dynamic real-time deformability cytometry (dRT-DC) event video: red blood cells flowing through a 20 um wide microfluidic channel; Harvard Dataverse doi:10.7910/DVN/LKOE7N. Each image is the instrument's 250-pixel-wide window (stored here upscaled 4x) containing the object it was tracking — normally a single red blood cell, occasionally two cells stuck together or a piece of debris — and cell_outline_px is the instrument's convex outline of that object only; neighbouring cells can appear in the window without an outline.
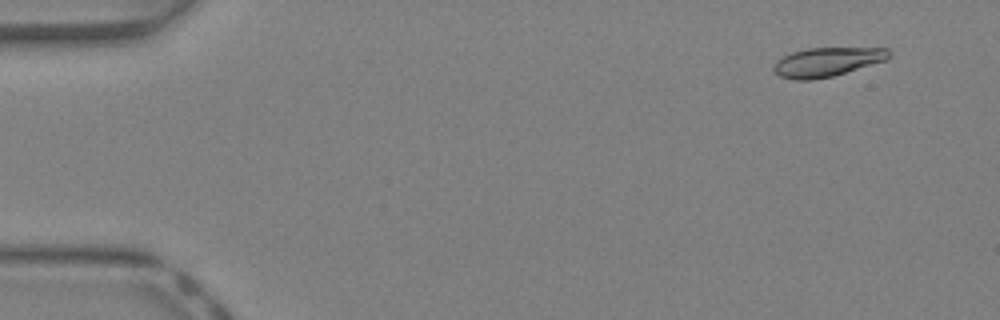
{"species": "Egyptian fruit bat (a non-hibernating species)", "species_latin": "Rousettus aegyptiacus", "temperature_condition": "warm", "stored_images_in_passage": 42, "camera_frame_rate_fps": 3000, "um_per_image_px": 0.085, "animal": {"sex": "female"}, "frame": {"image": 1, "passage_image": 4, "time_ms": 1.0, "image_size_px": [1000, 320], "cell_outline_px": [[892, 56], [888, 60], [832, 76], [812, 80], [796, 80], [780, 76], [772, 68], [776, 60], [792, 52], [808, 48], [888, 48], [892, 52]], "centroid_in_image_um": [70.34, 5.26], "position_along_channel_um": 14.7, "area_um2": 19.59}}
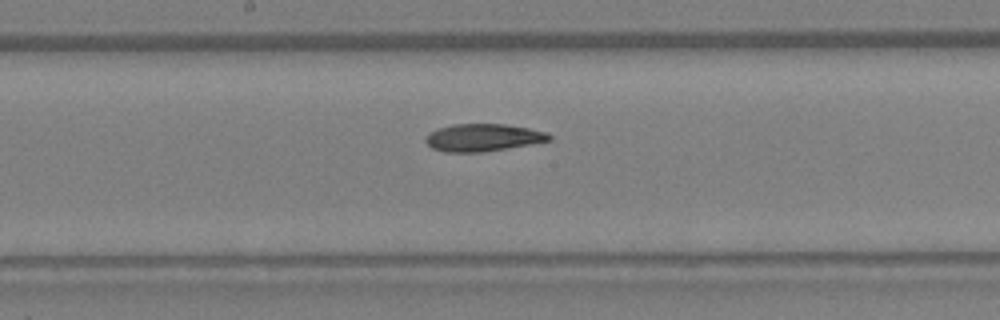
{"frame": {"image": 2, "passage_image": 23, "time_ms": 7.333, "image_size_px": [1000, 320], "cell_outline_px": [[552, 140], [484, 152], [444, 152], [432, 148], [424, 140], [436, 128], [452, 124], [504, 124], [528, 128], [548, 132], [552, 136]], "centroid_in_image_um": [41.07, 11.69], "position_along_channel_um": 207.1, "area_um2": 19.71}}
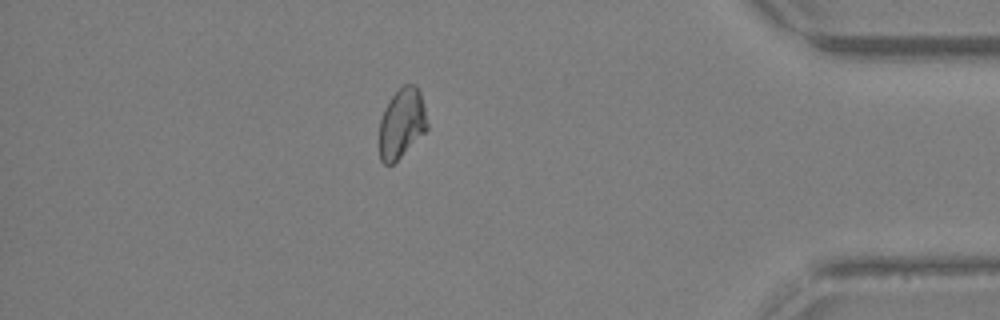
{"frame": {"image": 3, "passage_image": 37, "time_ms": 12.0, "image_size_px": [1000, 320], "cell_outline_px": [[428, 128], [392, 164], [384, 164], [380, 160], [380, 120], [384, 108], [392, 96], [404, 84], [416, 84], [420, 92], [428, 124]], "centroid_in_image_um": [34.14, 10.45], "position_along_channel_um": 401.1, "area_um2": 19.07}, "authors_computed_cell_mechanics": {"area_um2": 20.23, "velocity_mm_per_s": 4.9806, "shape_relaxation_time_tau1_ms": null, "shape_relaxation_time_tau2_ms": 3.0882, "deformation_change_tau1": null, "deformation_change_tau2": 0.0891}}